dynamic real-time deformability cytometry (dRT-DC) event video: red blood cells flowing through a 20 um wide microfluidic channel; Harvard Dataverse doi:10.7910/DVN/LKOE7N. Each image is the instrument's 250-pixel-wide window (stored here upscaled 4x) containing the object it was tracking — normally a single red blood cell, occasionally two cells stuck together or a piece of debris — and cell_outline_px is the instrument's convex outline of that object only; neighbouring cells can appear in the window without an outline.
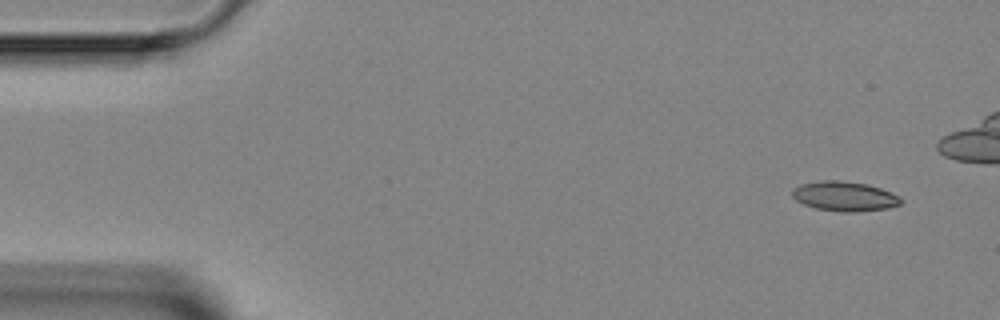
{"species": "Egyptian fruit bat (a non-hibernating species)", "species_latin": "Rousettus aegyptiacus", "temperature_condition": "room temperature", "stored_images_in_passage": 6, "camera_frame_rate_fps": 3000, "um_per_image_px": 0.085, "animal": {"sex": "female"}, "frame": {"image": 1, "passage_image": 1, "time_ms": 0.0, "image_size_px": [1000, 320], "cell_outline_px": [[904, 200], [900, 204], [888, 208], [856, 212], [844, 212], [816, 208], [804, 204], [796, 200], [792, 196], [792, 188], [800, 184], [820, 180], [840, 180], [864, 184], [880, 188], [900, 196]], "centroid_in_image_um": [71.78, 16.68], "position_along_channel_um": 13.2, "area_um2": 18.79}}
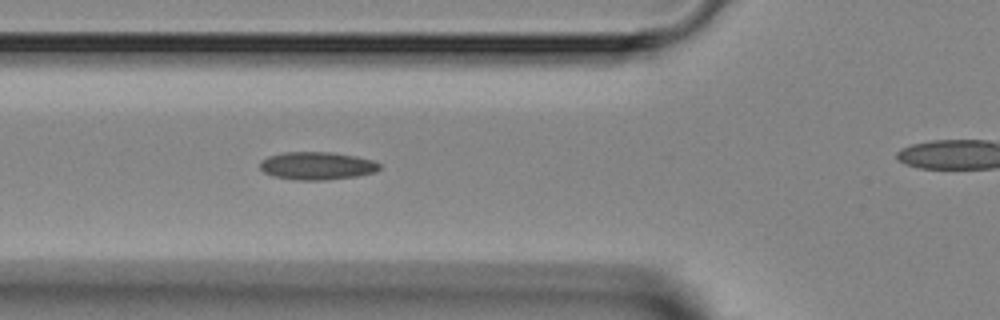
{"frame": {"image": 2, "passage_image": 5, "time_ms": 4.667, "image_size_px": [1000, 320], "cell_outline_px": [[380, 168], [376, 172], [356, 176], [324, 180], [300, 180], [272, 176], [264, 172], [260, 168], [260, 160], [268, 156], [284, 152], [332, 152], [356, 156], [372, 160], [380, 164]], "centroid_in_image_um": [26.93, 14.09], "position_along_channel_um": 98.9, "area_um2": 19.42}}